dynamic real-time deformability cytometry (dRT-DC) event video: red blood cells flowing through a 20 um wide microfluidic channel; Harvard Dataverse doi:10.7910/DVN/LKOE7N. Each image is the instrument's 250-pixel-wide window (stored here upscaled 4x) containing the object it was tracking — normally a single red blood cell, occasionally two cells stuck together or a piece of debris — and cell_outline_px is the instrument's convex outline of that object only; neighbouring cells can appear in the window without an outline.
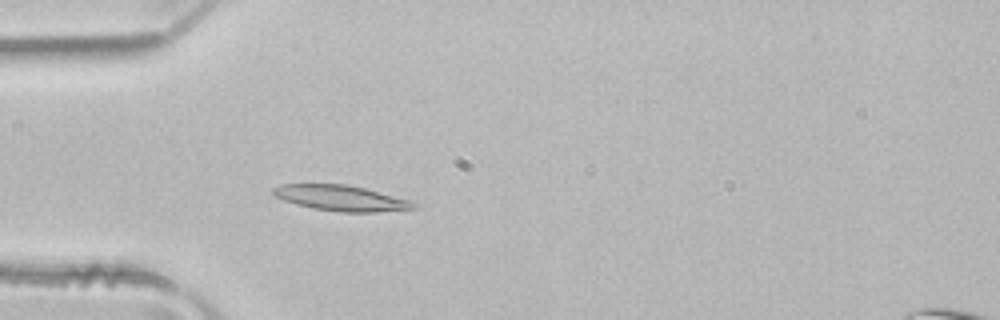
{"species": "common noctule bat (a hibernating species)", "species_latin": "Nyctalus noctula", "temperature_condition": "room temperature", "stored_images_in_passage": 48, "camera_frame_rate_fps": 3000, "um_per_image_px": 0.085, "animal": {"sex": "male", "body_mass_g": 21.5, "forearm_length_mm": 52.0}, "frame": {"image": 1, "passage_image": 12, "time_ms": 3.667, "image_size_px": [1000, 320], "cell_outline_px": [[420, 208], [376, 212], [340, 212], [312, 208], [296, 204], [284, 200], [276, 196], [272, 192], [272, 188], [280, 184], [348, 184], [364, 188], [408, 200], [420, 204]], "centroid_in_image_um": [29.0, 16.84], "position_along_channel_um": 56.0, "area_um2": 20.92}}
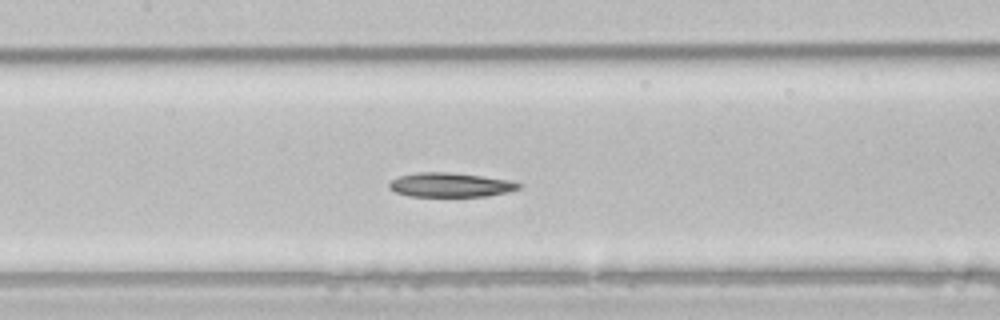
{"frame": {"image": 2, "passage_image": 21, "time_ms": 6.667, "image_size_px": [1000, 320], "cell_outline_px": [[520, 188], [508, 192], [488, 196], [408, 196], [396, 192], [388, 188], [388, 184], [392, 180], [400, 176], [416, 172], [448, 172], [480, 176], [508, 180], [520, 184]], "centroid_in_image_um": [38.24, 15.72], "position_along_channel_um": 169.2, "area_um2": 18.15}}
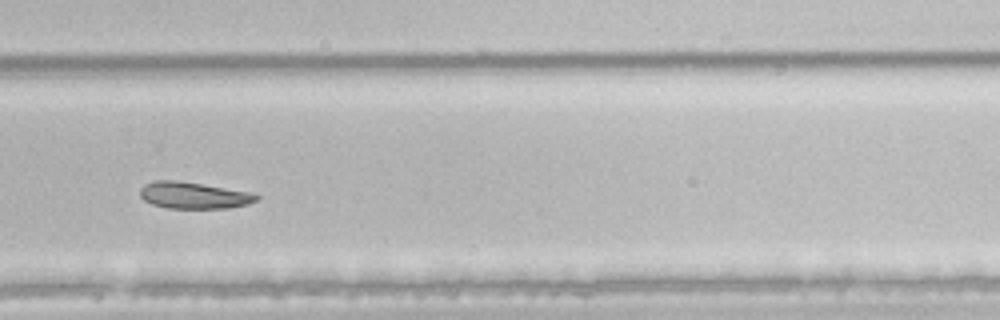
{"frame": {"image": 3, "passage_image": 32, "time_ms": 10.333, "image_size_px": [1000, 320], "cell_outline_px": [[260, 196], [256, 200], [248, 204], [228, 208], [168, 208], [152, 204], [144, 200], [140, 196], [140, 188], [144, 184], [156, 180], [172, 180], [200, 184], [252, 192]], "centroid_in_image_um": [16.45, 16.61], "position_along_channel_um": 313.3, "area_um2": 17.92}, "authors_computed_cell_mechanics": {"area_um2": 20.808, "velocity_mm_per_s": 3.9595, "shape_relaxation_time_tau1_ms": 4.6, "shape_relaxation_time_tau2_ms": null, "deformation_change_tau1": 0.095, "deformation_change_tau2": null}}